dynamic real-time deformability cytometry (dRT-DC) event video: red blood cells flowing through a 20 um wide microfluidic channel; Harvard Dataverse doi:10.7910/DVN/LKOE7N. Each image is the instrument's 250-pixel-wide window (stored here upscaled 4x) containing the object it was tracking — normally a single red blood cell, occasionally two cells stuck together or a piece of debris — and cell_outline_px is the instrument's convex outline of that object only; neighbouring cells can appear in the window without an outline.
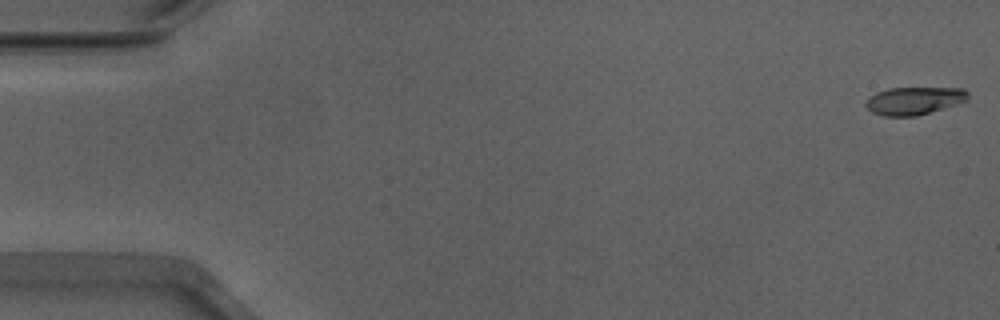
{"species": "Egyptian fruit bat (a non-hibernating species)", "species_latin": "Rousettus aegyptiacus", "temperature_condition": "warm", "stored_images_in_passage": 53, "camera_frame_rate_fps": 3000, "um_per_image_px": 0.085, "animal": {"sex": "male"}, "frame": {"image": 1, "passage_image": 1, "time_ms": 0.0, "image_size_px": [1000, 320], "cell_outline_px": [[968, 96], [964, 100], [956, 104], [916, 116], [884, 116], [872, 112], [864, 104], [864, 100], [868, 96], [876, 92], [888, 88], [964, 88], [968, 92]], "centroid_in_image_um": [77.63, 8.55], "position_along_channel_um": 7.4, "area_um2": 16.47}}
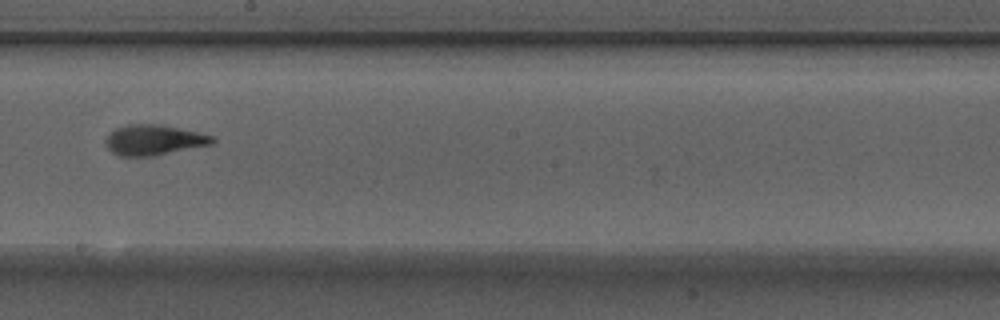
{"frame": {"image": 2, "passage_image": 30, "time_ms": 9.667, "image_size_px": [1000, 320], "cell_outline_px": [[216, 140], [212, 144], [152, 156], [120, 156], [112, 152], [108, 148], [104, 140], [108, 132], [116, 128], [128, 124], [160, 124], [180, 128], [216, 136]], "centroid_in_image_um": [13.07, 11.89], "position_along_channel_um": 235.1, "area_um2": 19.02}}
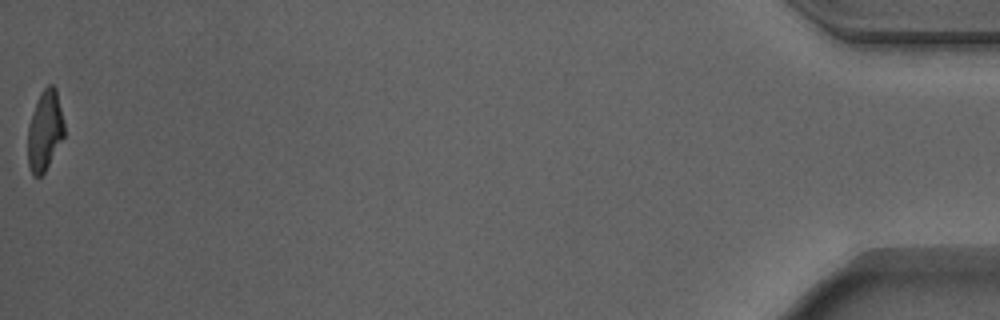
{"frame": {"image": 3, "passage_image": 53, "time_ms": 17.333, "image_size_px": [1000, 320], "cell_outline_px": [[64, 136], [44, 172], [40, 176], [32, 176], [28, 164], [28, 128], [32, 112], [36, 100], [40, 92], [48, 84], [52, 84], [56, 88], [64, 124]], "centroid_in_image_um": [3.8, 11.08], "position_along_channel_um": 431.4, "area_um2": 16.94}, "authors_computed_cell_mechanics": {"area_um2": 18.0914, "velocity_mm_per_s": 3.9087, "shape_relaxation_time_tau1_ms": 3.5477, "shape_relaxation_time_tau2_ms": 1.7854, "deformation_change_tau1": 0.1678, "deformation_change_tau2": 0.0997}}